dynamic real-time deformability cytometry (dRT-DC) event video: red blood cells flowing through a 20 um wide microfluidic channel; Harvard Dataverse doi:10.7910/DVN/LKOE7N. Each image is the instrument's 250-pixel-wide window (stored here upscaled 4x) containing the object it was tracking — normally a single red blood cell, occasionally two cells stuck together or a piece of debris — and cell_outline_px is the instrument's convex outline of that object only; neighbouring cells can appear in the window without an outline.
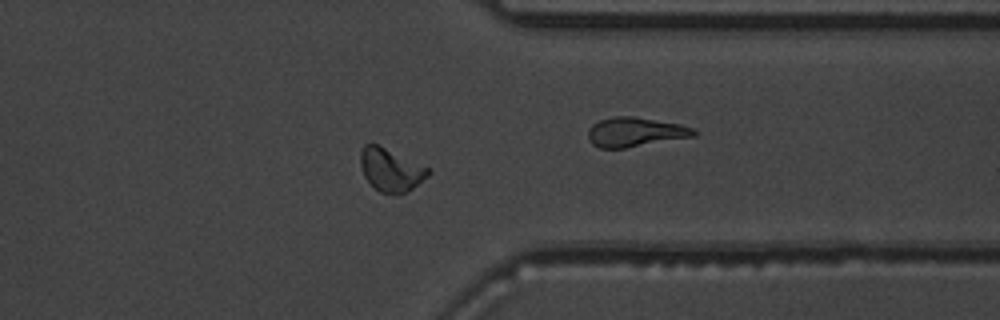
{"species": "common noctule bat (a hibernating species)", "species_latin": "Nyctalus noctula", "temperature_condition": "warm", "stored_images_in_passage": 43, "camera_frame_rate_fps": 3000, "um_per_image_px": 0.085, "animal": {"sex": "male", "body_mass_g": 19.5, "forearm_length_mm": 54.6}, "frame": {"image": 1, "passage_image": 31, "time_ms": 10.0, "image_size_px": [1000, 320], "cell_outline_px": [[432, 172], [428, 176], [412, 188], [404, 192], [380, 192], [364, 176], [360, 164], [360, 152], [364, 144], [376, 144], [432, 168]], "centroid_in_image_um": [33.24, 14.4], "position_along_channel_um": 378.2, "area_um2": 16.65}}
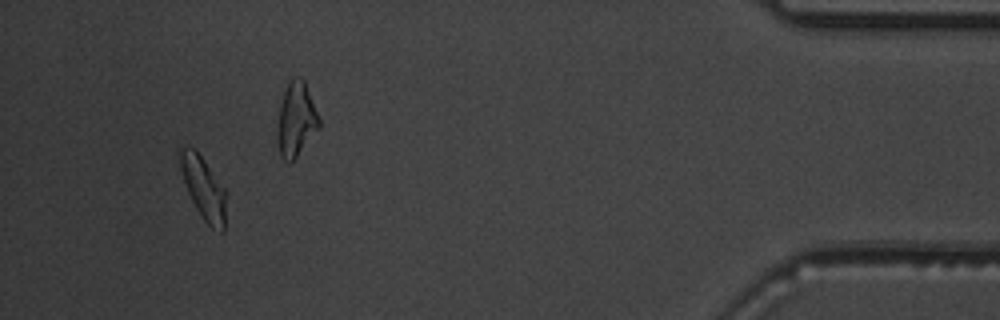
{"frame": {"image": 2, "passage_image": 39, "time_ms": 12.667, "image_size_px": [1000, 320], "cell_outline_px": [[228, 192], [224, 232], [220, 232], [212, 228], [200, 216], [188, 192], [180, 168], [180, 148], [192, 148], [200, 156]], "centroid_in_image_um": [17.36, 16.07], "position_along_channel_um": 417.8, "area_um2": 16.65}, "authors_computed_cell_mechanics": {"area_um2": 16.6464, "velocity_mm_per_s": 3.7417, "shape_relaxation_time_tau1_ms": 3.052, "shape_relaxation_time_tau2_ms": 1.4406, "deformation_change_tau1": 0.1594, "deformation_change_tau2": 0.0659}}